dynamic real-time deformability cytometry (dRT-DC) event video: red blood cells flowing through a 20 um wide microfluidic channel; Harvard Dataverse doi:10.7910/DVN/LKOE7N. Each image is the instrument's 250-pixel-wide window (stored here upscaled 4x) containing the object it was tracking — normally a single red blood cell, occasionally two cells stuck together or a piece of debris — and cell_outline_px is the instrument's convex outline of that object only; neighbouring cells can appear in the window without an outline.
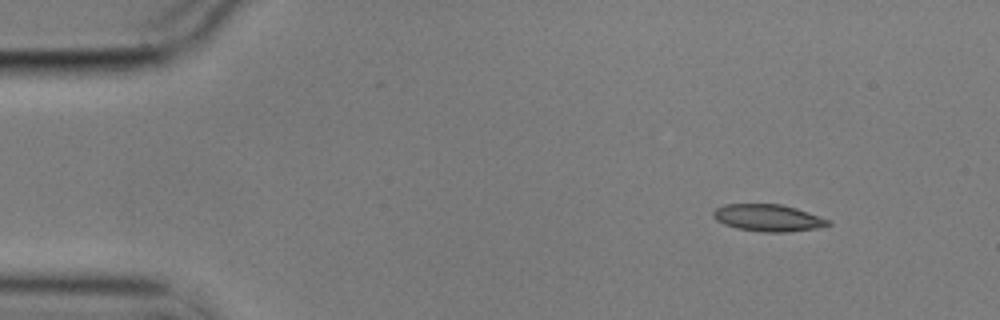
{"species": "common noctule bat (a hibernating species)", "species_latin": "Nyctalus noctula", "temperature_condition": "cold", "stored_images_in_passage": 51, "camera_frame_rate_fps": 3000, "um_per_image_px": 0.085, "animal": {"sex": "male", "body_mass_g": 17.9}, "frame": {"image": 1, "passage_image": 1, "time_ms": 0.0, "image_size_px": [1000, 320], "cell_outline_px": [[832, 224], [816, 228], [788, 232], [764, 232], [736, 228], [724, 224], [716, 220], [712, 216], [712, 212], [716, 208], [724, 204], [780, 204], [796, 208], [832, 220]], "centroid_in_image_um": [65.29, 18.51], "position_along_channel_um": 19.7, "area_um2": 18.15}}
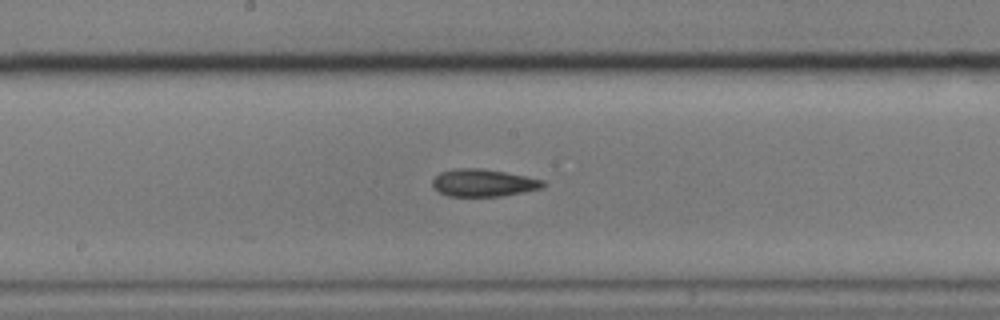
{"frame": {"image": 2, "passage_image": 24, "time_ms": 7.667, "image_size_px": [1000, 320], "cell_outline_px": [[548, 184], [544, 188], [524, 192], [500, 196], [448, 196], [440, 192], [432, 184], [432, 180], [440, 172], [452, 168], [480, 168], [504, 172], [544, 180]], "centroid_in_image_um": [41.11, 15.54], "position_along_channel_um": 207.1, "area_um2": 17.69}}
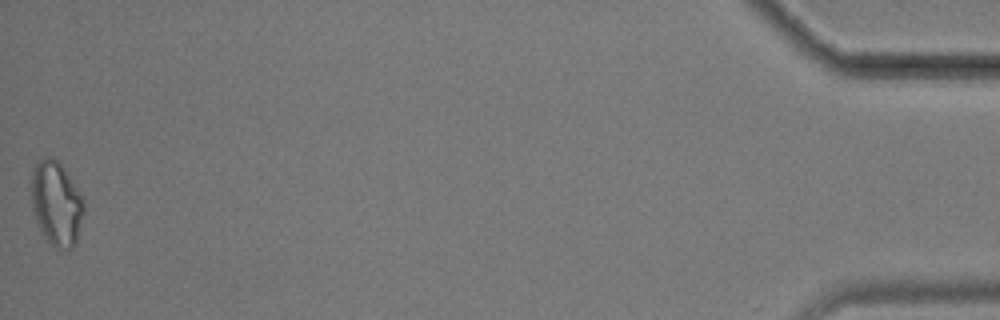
{"frame": {"image": 3, "passage_image": 51, "time_ms": 16.667, "image_size_px": [1000, 320], "cell_outline_px": [[84, 212], [76, 244], [72, 248], [56, 248], [44, 236], [36, 220], [32, 208], [32, 176], [36, 164], [44, 156], [52, 156], [64, 168], [84, 200]], "centroid_in_image_um": [4.81, 17.3], "position_along_channel_um": 430.4, "area_um2": 25.49}, "authors_computed_cell_mechanics": {"area_um2": 18.3226, "velocity_mm_per_s": 3.5262, "shape_relaxation_time_tau1_ms": 3.5227, "shape_relaxation_time_tau2_ms": 3.2968, "deformation_change_tau1": 0.1048, "deformation_change_tau2": 0.0802}}